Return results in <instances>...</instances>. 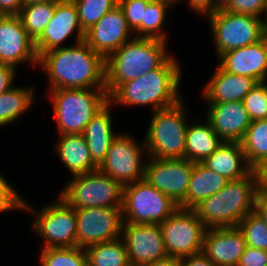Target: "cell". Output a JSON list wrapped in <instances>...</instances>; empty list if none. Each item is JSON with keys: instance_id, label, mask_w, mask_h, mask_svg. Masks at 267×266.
Instances as JSON below:
<instances>
[{"instance_id": "obj_1", "label": "cell", "mask_w": 267, "mask_h": 266, "mask_svg": "<svg viewBox=\"0 0 267 266\" xmlns=\"http://www.w3.org/2000/svg\"><path fill=\"white\" fill-rule=\"evenodd\" d=\"M38 65L54 89H106L105 59L83 40L42 54Z\"/></svg>"}, {"instance_id": "obj_2", "label": "cell", "mask_w": 267, "mask_h": 266, "mask_svg": "<svg viewBox=\"0 0 267 266\" xmlns=\"http://www.w3.org/2000/svg\"><path fill=\"white\" fill-rule=\"evenodd\" d=\"M181 66L173 55L160 67L121 83L109 96V102L120 106H152L153 111L177 104L182 98Z\"/></svg>"}, {"instance_id": "obj_3", "label": "cell", "mask_w": 267, "mask_h": 266, "mask_svg": "<svg viewBox=\"0 0 267 266\" xmlns=\"http://www.w3.org/2000/svg\"><path fill=\"white\" fill-rule=\"evenodd\" d=\"M258 183L254 169L246 176L230 180L216 194L206 198L193 210L207 228H233L255 211Z\"/></svg>"}, {"instance_id": "obj_4", "label": "cell", "mask_w": 267, "mask_h": 266, "mask_svg": "<svg viewBox=\"0 0 267 266\" xmlns=\"http://www.w3.org/2000/svg\"><path fill=\"white\" fill-rule=\"evenodd\" d=\"M167 41L136 38L124 43L105 59V85L109 96L121 83L160 68L172 55ZM169 53V54H168Z\"/></svg>"}, {"instance_id": "obj_5", "label": "cell", "mask_w": 267, "mask_h": 266, "mask_svg": "<svg viewBox=\"0 0 267 266\" xmlns=\"http://www.w3.org/2000/svg\"><path fill=\"white\" fill-rule=\"evenodd\" d=\"M49 91L60 135L83 133L93 116L109 101L106 89L71 88Z\"/></svg>"}, {"instance_id": "obj_6", "label": "cell", "mask_w": 267, "mask_h": 266, "mask_svg": "<svg viewBox=\"0 0 267 266\" xmlns=\"http://www.w3.org/2000/svg\"><path fill=\"white\" fill-rule=\"evenodd\" d=\"M184 102L153 112L144 138L149 157L156 159L185 158L187 122Z\"/></svg>"}, {"instance_id": "obj_7", "label": "cell", "mask_w": 267, "mask_h": 266, "mask_svg": "<svg viewBox=\"0 0 267 266\" xmlns=\"http://www.w3.org/2000/svg\"><path fill=\"white\" fill-rule=\"evenodd\" d=\"M75 210L82 208H122L123 186L97 171L72 176L60 195Z\"/></svg>"}, {"instance_id": "obj_8", "label": "cell", "mask_w": 267, "mask_h": 266, "mask_svg": "<svg viewBox=\"0 0 267 266\" xmlns=\"http://www.w3.org/2000/svg\"><path fill=\"white\" fill-rule=\"evenodd\" d=\"M179 206L145 179L123 186V220L134 224L160 225Z\"/></svg>"}, {"instance_id": "obj_9", "label": "cell", "mask_w": 267, "mask_h": 266, "mask_svg": "<svg viewBox=\"0 0 267 266\" xmlns=\"http://www.w3.org/2000/svg\"><path fill=\"white\" fill-rule=\"evenodd\" d=\"M217 56L254 44L264 37L262 18L218 9L207 16Z\"/></svg>"}, {"instance_id": "obj_10", "label": "cell", "mask_w": 267, "mask_h": 266, "mask_svg": "<svg viewBox=\"0 0 267 266\" xmlns=\"http://www.w3.org/2000/svg\"><path fill=\"white\" fill-rule=\"evenodd\" d=\"M58 197L56 202H50L39 213L23 200L22 210L36 215L33 230L44 239L42 249L77 246L75 209Z\"/></svg>"}, {"instance_id": "obj_11", "label": "cell", "mask_w": 267, "mask_h": 266, "mask_svg": "<svg viewBox=\"0 0 267 266\" xmlns=\"http://www.w3.org/2000/svg\"><path fill=\"white\" fill-rule=\"evenodd\" d=\"M160 227L168 257L181 259L202 252L207 228L193 209L179 207Z\"/></svg>"}, {"instance_id": "obj_12", "label": "cell", "mask_w": 267, "mask_h": 266, "mask_svg": "<svg viewBox=\"0 0 267 266\" xmlns=\"http://www.w3.org/2000/svg\"><path fill=\"white\" fill-rule=\"evenodd\" d=\"M134 139L125 133L118 134L98 167L100 172L112 177L122 186L144 179L147 158L142 159L147 155V150L144 142L139 144Z\"/></svg>"}, {"instance_id": "obj_13", "label": "cell", "mask_w": 267, "mask_h": 266, "mask_svg": "<svg viewBox=\"0 0 267 266\" xmlns=\"http://www.w3.org/2000/svg\"><path fill=\"white\" fill-rule=\"evenodd\" d=\"M77 246L113 241L121 237L123 227L122 208H82L75 210Z\"/></svg>"}, {"instance_id": "obj_14", "label": "cell", "mask_w": 267, "mask_h": 266, "mask_svg": "<svg viewBox=\"0 0 267 266\" xmlns=\"http://www.w3.org/2000/svg\"><path fill=\"white\" fill-rule=\"evenodd\" d=\"M193 162L181 159L148 157L144 179L179 205L186 197Z\"/></svg>"}, {"instance_id": "obj_15", "label": "cell", "mask_w": 267, "mask_h": 266, "mask_svg": "<svg viewBox=\"0 0 267 266\" xmlns=\"http://www.w3.org/2000/svg\"><path fill=\"white\" fill-rule=\"evenodd\" d=\"M121 237L132 266H144L168 257L162 230L158 224L124 222Z\"/></svg>"}, {"instance_id": "obj_16", "label": "cell", "mask_w": 267, "mask_h": 266, "mask_svg": "<svg viewBox=\"0 0 267 266\" xmlns=\"http://www.w3.org/2000/svg\"><path fill=\"white\" fill-rule=\"evenodd\" d=\"M76 31V42L84 40L77 8L72 0L55 1V12L42 34L34 41L38 58L53 49L63 47L61 44Z\"/></svg>"}, {"instance_id": "obj_17", "label": "cell", "mask_w": 267, "mask_h": 266, "mask_svg": "<svg viewBox=\"0 0 267 266\" xmlns=\"http://www.w3.org/2000/svg\"><path fill=\"white\" fill-rule=\"evenodd\" d=\"M131 32L123 10L117 5L85 31L84 41L106 59L124 43L133 39H129Z\"/></svg>"}, {"instance_id": "obj_18", "label": "cell", "mask_w": 267, "mask_h": 266, "mask_svg": "<svg viewBox=\"0 0 267 266\" xmlns=\"http://www.w3.org/2000/svg\"><path fill=\"white\" fill-rule=\"evenodd\" d=\"M27 61L38 65L34 40L18 15L0 16V63L16 68Z\"/></svg>"}, {"instance_id": "obj_19", "label": "cell", "mask_w": 267, "mask_h": 266, "mask_svg": "<svg viewBox=\"0 0 267 266\" xmlns=\"http://www.w3.org/2000/svg\"><path fill=\"white\" fill-rule=\"evenodd\" d=\"M219 66L228 73L267 81V37L258 42L222 53Z\"/></svg>"}, {"instance_id": "obj_20", "label": "cell", "mask_w": 267, "mask_h": 266, "mask_svg": "<svg viewBox=\"0 0 267 266\" xmlns=\"http://www.w3.org/2000/svg\"><path fill=\"white\" fill-rule=\"evenodd\" d=\"M238 227L207 229L202 252L215 266H237L246 248Z\"/></svg>"}, {"instance_id": "obj_21", "label": "cell", "mask_w": 267, "mask_h": 266, "mask_svg": "<svg viewBox=\"0 0 267 266\" xmlns=\"http://www.w3.org/2000/svg\"><path fill=\"white\" fill-rule=\"evenodd\" d=\"M206 119L224 142H241L251 125L242 101L208 103Z\"/></svg>"}, {"instance_id": "obj_22", "label": "cell", "mask_w": 267, "mask_h": 266, "mask_svg": "<svg viewBox=\"0 0 267 266\" xmlns=\"http://www.w3.org/2000/svg\"><path fill=\"white\" fill-rule=\"evenodd\" d=\"M257 83L253 78L228 73L218 65L203 88L202 98L207 103L242 101Z\"/></svg>"}, {"instance_id": "obj_23", "label": "cell", "mask_w": 267, "mask_h": 266, "mask_svg": "<svg viewBox=\"0 0 267 266\" xmlns=\"http://www.w3.org/2000/svg\"><path fill=\"white\" fill-rule=\"evenodd\" d=\"M111 105L108 101L93 116L83 132L91 159L98 167L105 159L111 142L119 134L113 131Z\"/></svg>"}, {"instance_id": "obj_24", "label": "cell", "mask_w": 267, "mask_h": 266, "mask_svg": "<svg viewBox=\"0 0 267 266\" xmlns=\"http://www.w3.org/2000/svg\"><path fill=\"white\" fill-rule=\"evenodd\" d=\"M201 163L228 181L242 178L252 170L246 161L241 142H224Z\"/></svg>"}, {"instance_id": "obj_25", "label": "cell", "mask_w": 267, "mask_h": 266, "mask_svg": "<svg viewBox=\"0 0 267 266\" xmlns=\"http://www.w3.org/2000/svg\"><path fill=\"white\" fill-rule=\"evenodd\" d=\"M59 136L55 150L73 176L98 170V166L91 159L83 133Z\"/></svg>"}, {"instance_id": "obj_26", "label": "cell", "mask_w": 267, "mask_h": 266, "mask_svg": "<svg viewBox=\"0 0 267 266\" xmlns=\"http://www.w3.org/2000/svg\"><path fill=\"white\" fill-rule=\"evenodd\" d=\"M227 182V179L208 169L201 162H193L186 197L178 206L184 209H193L201 201L219 192Z\"/></svg>"}, {"instance_id": "obj_27", "label": "cell", "mask_w": 267, "mask_h": 266, "mask_svg": "<svg viewBox=\"0 0 267 266\" xmlns=\"http://www.w3.org/2000/svg\"><path fill=\"white\" fill-rule=\"evenodd\" d=\"M223 143L207 119L204 124H189L186 131L185 159L194 163L202 162Z\"/></svg>"}, {"instance_id": "obj_28", "label": "cell", "mask_w": 267, "mask_h": 266, "mask_svg": "<svg viewBox=\"0 0 267 266\" xmlns=\"http://www.w3.org/2000/svg\"><path fill=\"white\" fill-rule=\"evenodd\" d=\"M34 88L31 86H13L7 92L0 94V126H5L17 120L34 103Z\"/></svg>"}, {"instance_id": "obj_29", "label": "cell", "mask_w": 267, "mask_h": 266, "mask_svg": "<svg viewBox=\"0 0 267 266\" xmlns=\"http://www.w3.org/2000/svg\"><path fill=\"white\" fill-rule=\"evenodd\" d=\"M87 266H131L122 238L85 248Z\"/></svg>"}, {"instance_id": "obj_30", "label": "cell", "mask_w": 267, "mask_h": 266, "mask_svg": "<svg viewBox=\"0 0 267 266\" xmlns=\"http://www.w3.org/2000/svg\"><path fill=\"white\" fill-rule=\"evenodd\" d=\"M173 4L166 0H151L144 10V21L134 30L136 38H155L166 41L163 31L166 14Z\"/></svg>"}, {"instance_id": "obj_31", "label": "cell", "mask_w": 267, "mask_h": 266, "mask_svg": "<svg viewBox=\"0 0 267 266\" xmlns=\"http://www.w3.org/2000/svg\"><path fill=\"white\" fill-rule=\"evenodd\" d=\"M248 165L254 169L267 158V119L252 121L241 141Z\"/></svg>"}, {"instance_id": "obj_32", "label": "cell", "mask_w": 267, "mask_h": 266, "mask_svg": "<svg viewBox=\"0 0 267 266\" xmlns=\"http://www.w3.org/2000/svg\"><path fill=\"white\" fill-rule=\"evenodd\" d=\"M55 12V1L25 5L18 16L28 35L35 41L50 22Z\"/></svg>"}, {"instance_id": "obj_33", "label": "cell", "mask_w": 267, "mask_h": 266, "mask_svg": "<svg viewBox=\"0 0 267 266\" xmlns=\"http://www.w3.org/2000/svg\"><path fill=\"white\" fill-rule=\"evenodd\" d=\"M41 266H87L86 250L81 247L41 249Z\"/></svg>"}, {"instance_id": "obj_34", "label": "cell", "mask_w": 267, "mask_h": 266, "mask_svg": "<svg viewBox=\"0 0 267 266\" xmlns=\"http://www.w3.org/2000/svg\"><path fill=\"white\" fill-rule=\"evenodd\" d=\"M77 8L79 22L84 31L96 24L107 12L118 5V0H72Z\"/></svg>"}, {"instance_id": "obj_35", "label": "cell", "mask_w": 267, "mask_h": 266, "mask_svg": "<svg viewBox=\"0 0 267 266\" xmlns=\"http://www.w3.org/2000/svg\"><path fill=\"white\" fill-rule=\"evenodd\" d=\"M237 227L247 246L267 251V224L255 211L247 214Z\"/></svg>"}, {"instance_id": "obj_36", "label": "cell", "mask_w": 267, "mask_h": 266, "mask_svg": "<svg viewBox=\"0 0 267 266\" xmlns=\"http://www.w3.org/2000/svg\"><path fill=\"white\" fill-rule=\"evenodd\" d=\"M242 103L251 121L267 119L266 81L258 82Z\"/></svg>"}, {"instance_id": "obj_37", "label": "cell", "mask_w": 267, "mask_h": 266, "mask_svg": "<svg viewBox=\"0 0 267 266\" xmlns=\"http://www.w3.org/2000/svg\"><path fill=\"white\" fill-rule=\"evenodd\" d=\"M151 0H118L123 10L128 27L134 30L144 21V10Z\"/></svg>"}, {"instance_id": "obj_38", "label": "cell", "mask_w": 267, "mask_h": 266, "mask_svg": "<svg viewBox=\"0 0 267 266\" xmlns=\"http://www.w3.org/2000/svg\"><path fill=\"white\" fill-rule=\"evenodd\" d=\"M23 200L14 187L0 174V213L14 209L22 210Z\"/></svg>"}, {"instance_id": "obj_39", "label": "cell", "mask_w": 267, "mask_h": 266, "mask_svg": "<svg viewBox=\"0 0 267 266\" xmlns=\"http://www.w3.org/2000/svg\"><path fill=\"white\" fill-rule=\"evenodd\" d=\"M266 5L267 0H229L222 9L261 18L264 16Z\"/></svg>"}, {"instance_id": "obj_40", "label": "cell", "mask_w": 267, "mask_h": 266, "mask_svg": "<svg viewBox=\"0 0 267 266\" xmlns=\"http://www.w3.org/2000/svg\"><path fill=\"white\" fill-rule=\"evenodd\" d=\"M237 266H267V251L246 246Z\"/></svg>"}, {"instance_id": "obj_41", "label": "cell", "mask_w": 267, "mask_h": 266, "mask_svg": "<svg viewBox=\"0 0 267 266\" xmlns=\"http://www.w3.org/2000/svg\"><path fill=\"white\" fill-rule=\"evenodd\" d=\"M16 68L10 65L0 63V94L7 92L14 85V77H15Z\"/></svg>"}, {"instance_id": "obj_42", "label": "cell", "mask_w": 267, "mask_h": 266, "mask_svg": "<svg viewBox=\"0 0 267 266\" xmlns=\"http://www.w3.org/2000/svg\"><path fill=\"white\" fill-rule=\"evenodd\" d=\"M190 9L194 12L205 14L206 16L215 13L218 9H220L215 0H187Z\"/></svg>"}, {"instance_id": "obj_43", "label": "cell", "mask_w": 267, "mask_h": 266, "mask_svg": "<svg viewBox=\"0 0 267 266\" xmlns=\"http://www.w3.org/2000/svg\"><path fill=\"white\" fill-rule=\"evenodd\" d=\"M180 263L181 266H215L203 252L183 257Z\"/></svg>"}, {"instance_id": "obj_44", "label": "cell", "mask_w": 267, "mask_h": 266, "mask_svg": "<svg viewBox=\"0 0 267 266\" xmlns=\"http://www.w3.org/2000/svg\"><path fill=\"white\" fill-rule=\"evenodd\" d=\"M22 7V0H0V16L18 15Z\"/></svg>"}, {"instance_id": "obj_45", "label": "cell", "mask_w": 267, "mask_h": 266, "mask_svg": "<svg viewBox=\"0 0 267 266\" xmlns=\"http://www.w3.org/2000/svg\"><path fill=\"white\" fill-rule=\"evenodd\" d=\"M254 171L256 173L259 191L267 193V158L258 164L254 168Z\"/></svg>"}, {"instance_id": "obj_46", "label": "cell", "mask_w": 267, "mask_h": 266, "mask_svg": "<svg viewBox=\"0 0 267 266\" xmlns=\"http://www.w3.org/2000/svg\"><path fill=\"white\" fill-rule=\"evenodd\" d=\"M255 212L265 221L267 224V193L258 192L256 198Z\"/></svg>"}, {"instance_id": "obj_47", "label": "cell", "mask_w": 267, "mask_h": 266, "mask_svg": "<svg viewBox=\"0 0 267 266\" xmlns=\"http://www.w3.org/2000/svg\"><path fill=\"white\" fill-rule=\"evenodd\" d=\"M144 266H181L180 258L176 257H167L162 260L151 262Z\"/></svg>"}, {"instance_id": "obj_48", "label": "cell", "mask_w": 267, "mask_h": 266, "mask_svg": "<svg viewBox=\"0 0 267 266\" xmlns=\"http://www.w3.org/2000/svg\"><path fill=\"white\" fill-rule=\"evenodd\" d=\"M52 1H57V0H22L23 6L30 4H37V3H48Z\"/></svg>"}, {"instance_id": "obj_49", "label": "cell", "mask_w": 267, "mask_h": 266, "mask_svg": "<svg viewBox=\"0 0 267 266\" xmlns=\"http://www.w3.org/2000/svg\"><path fill=\"white\" fill-rule=\"evenodd\" d=\"M262 23H263V34L267 37V5L264 13V17L262 16Z\"/></svg>"}, {"instance_id": "obj_50", "label": "cell", "mask_w": 267, "mask_h": 266, "mask_svg": "<svg viewBox=\"0 0 267 266\" xmlns=\"http://www.w3.org/2000/svg\"><path fill=\"white\" fill-rule=\"evenodd\" d=\"M229 0H215L216 2V5L219 7V8H222Z\"/></svg>"}, {"instance_id": "obj_51", "label": "cell", "mask_w": 267, "mask_h": 266, "mask_svg": "<svg viewBox=\"0 0 267 266\" xmlns=\"http://www.w3.org/2000/svg\"><path fill=\"white\" fill-rule=\"evenodd\" d=\"M166 1H169L173 4V6H175L174 4H177V2L179 3V1L181 0H166Z\"/></svg>"}]
</instances>
